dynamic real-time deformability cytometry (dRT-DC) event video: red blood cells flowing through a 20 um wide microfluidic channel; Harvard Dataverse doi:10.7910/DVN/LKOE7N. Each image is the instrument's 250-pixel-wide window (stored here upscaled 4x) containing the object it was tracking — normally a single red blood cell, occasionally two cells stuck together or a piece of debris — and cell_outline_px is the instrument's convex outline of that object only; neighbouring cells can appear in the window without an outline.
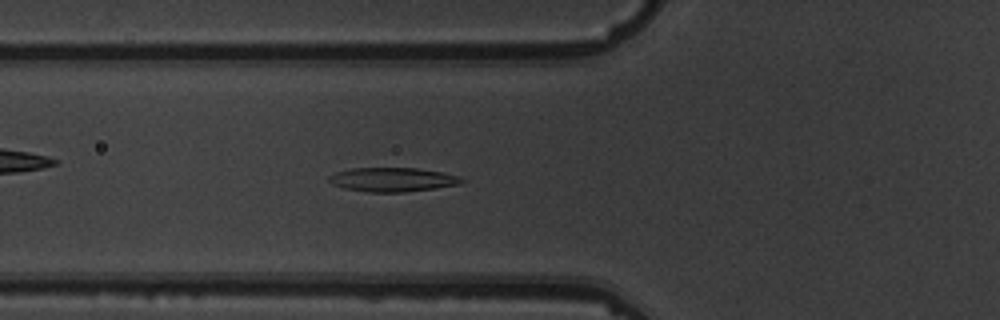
{"species": "common noctule bat (a hibernating species)", "species_latin": "Nyctalus noctula", "temperature_condition": "warm", "stored_images_in_passage": 3, "camera_frame_rate_fps": 3000, "um_per_image_px": 0.085, "animal": {"sex": "male", "body_mass_g": 19.5, "forearm_length_mm": 54.6}, "frame": {"image": 1, "passage_image": 3, "time_ms": 2.333, "image_size_px": [1000, 320], "cell_outline_px": [[464, 180], [460, 184], [436, 188], [404, 192], [368, 192], [344, 188], [332, 184], [328, 180], [328, 176], [336, 172], [352, 168], [416, 168], [444, 172], [460, 176]], "centroid_in_image_um": [33.38, 15.26], "position_along_channel_um": 92.4, "area_um2": 18.67}}